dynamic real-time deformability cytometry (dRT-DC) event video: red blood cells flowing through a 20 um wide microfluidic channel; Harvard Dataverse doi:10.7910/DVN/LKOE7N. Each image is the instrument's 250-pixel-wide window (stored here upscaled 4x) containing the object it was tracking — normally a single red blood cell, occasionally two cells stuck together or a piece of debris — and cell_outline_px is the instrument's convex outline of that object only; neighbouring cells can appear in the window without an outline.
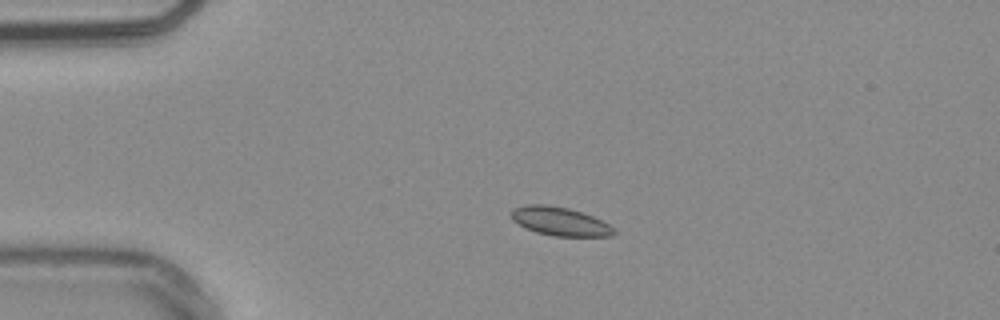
{"species": "common noctule bat (a hibernating species)", "species_latin": "Nyctalus noctula", "temperature_condition": "warm", "stored_images_in_passage": 43, "camera_frame_rate_fps": 3000, "um_per_image_px": 0.085, "animal": {"sex": "male", "body_mass_g": 20.4}, "frame": {"image": 1, "passage_image": 1, "time_ms": 0.0, "image_size_px": [1000, 320], "cell_outline_px": [[616, 232], [612, 236], [552, 236], [536, 232], [524, 228], [512, 220], [512, 208], [524, 204], [548, 204], [568, 208], [592, 216], [608, 224]], "centroid_in_image_um": [47.53, 18.81], "position_along_channel_um": 37.5, "area_um2": 17.11}}
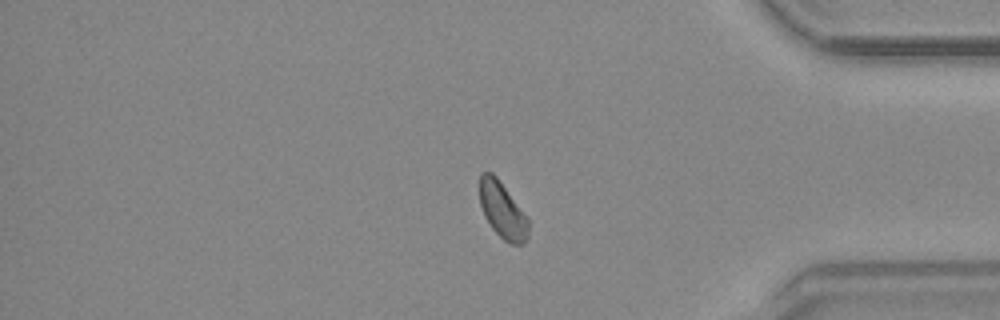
{"frame": {"image": 2, "passage_image": 34, "time_ms": 11.0, "image_size_px": [1000, 320], "cell_outline_px": [[528, 240], [524, 244], [508, 244], [492, 228], [484, 216], [480, 204], [480, 172], [492, 172], [496, 176], [528, 216]], "centroid_in_image_um": [42.73, 17.89], "position_along_channel_um": 392.5, "area_um2": 16.13}}
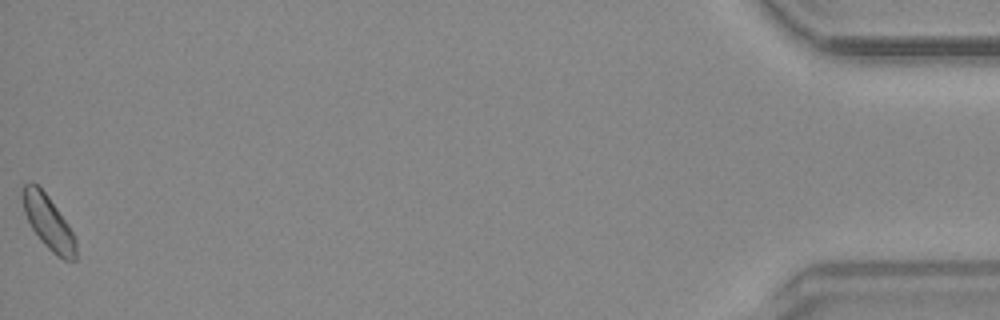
{"frame": {"image": 3, "passage_image": 43, "time_ms": 14.0, "image_size_px": [1000, 320], "cell_outline_px": [[76, 260], [64, 260], [56, 256], [40, 240], [32, 228], [24, 212], [20, 196], [20, 192], [24, 184], [32, 180], [48, 196], [68, 224], [76, 240]], "centroid_in_image_um": [4.08, 18.87], "position_along_channel_um": 431.1, "area_um2": 16.82}, "authors_computed_cell_mechanics": {"area_um2": 16.2996, "velocity_mm_per_s": 3.7716, "shape_relaxation_time_tau1_ms": null, "shape_relaxation_time_tau2_ms": 2.6232, "deformation_change_tau1": null, "deformation_change_tau2": 0.0581}}